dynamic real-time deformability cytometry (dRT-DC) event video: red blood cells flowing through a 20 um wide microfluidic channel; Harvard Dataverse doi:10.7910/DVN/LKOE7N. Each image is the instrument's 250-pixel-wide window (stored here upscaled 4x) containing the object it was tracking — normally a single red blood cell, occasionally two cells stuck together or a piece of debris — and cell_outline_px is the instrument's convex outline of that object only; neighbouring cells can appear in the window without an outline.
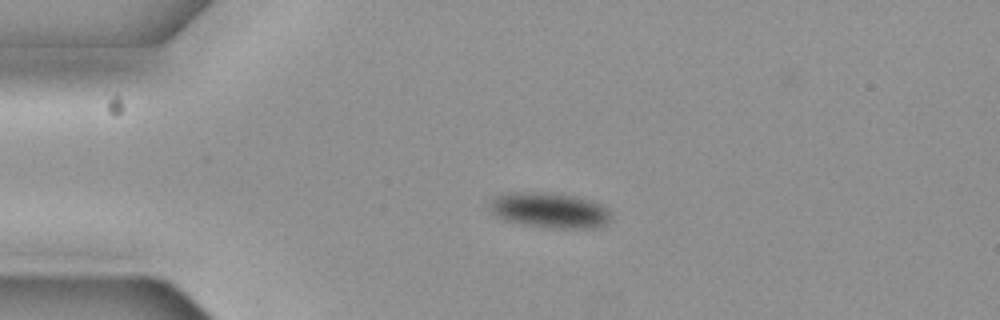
{"species": "common noctule bat (a hibernating species)", "species_latin": "Nyctalus noctula", "temperature_condition": "cold", "stored_images_in_passage": 45, "camera_frame_rate_fps": 3000, "um_per_image_px": 0.085, "animal": {"sex": "female", "body_mass_g": 19.3, "forearm_length_mm": 54.1}, "frame": {"image": 1, "passage_image": 1, "time_ms": 0.0, "image_size_px": [1000, 320], "cell_outline_px": [[608, 224], [596, 228], [560, 228], [524, 224], [504, 220], [496, 216], [492, 212], [488, 204], [496, 196], [512, 192], [544, 192], [572, 196], [588, 200], [604, 208], [608, 212]], "centroid_in_image_um": [46.65, 17.88], "position_along_channel_um": 38.3, "area_um2": 24.39}}
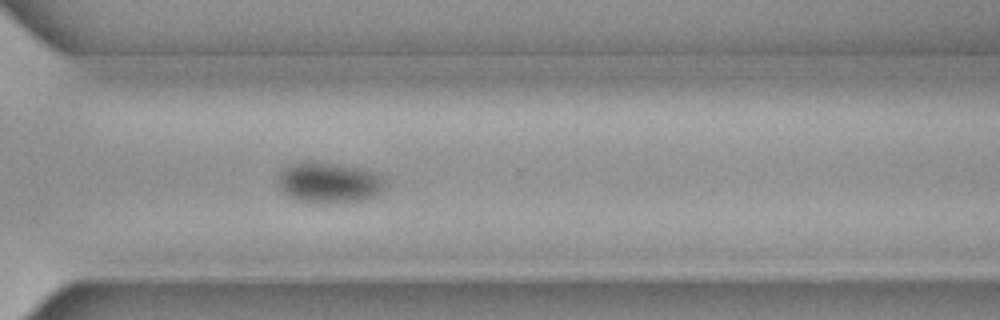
{"frame": {"image": 2, "passage_image": 29, "time_ms": 9.333, "image_size_px": [1000, 320], "cell_outline_px": [[384, 188], [376, 196], [360, 200], [300, 200], [284, 192], [280, 188], [280, 172], [288, 164], [300, 160], [308, 160], [332, 164], [372, 172], [380, 176], [384, 184]], "centroid_in_image_um": [27.92, 15.46], "position_along_channel_um": 342.7, "area_um2": 23.93}}
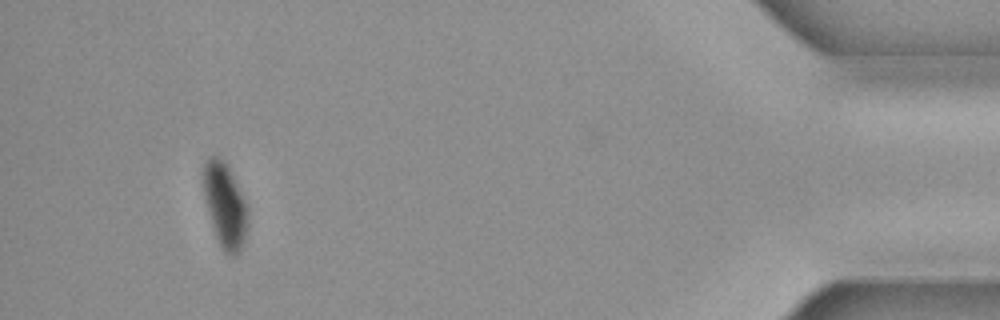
{"frame": {"image": 3, "passage_image": 41, "time_ms": 13.333, "image_size_px": [1000, 320], "cell_outline_px": [[248, 228], [244, 244], [240, 252], [236, 256], [228, 256], [224, 252], [216, 240], [204, 192], [200, 172], [208, 156], [220, 156], [228, 164], [232, 172], [248, 208]], "centroid_in_image_um": [19.13, 17.44], "position_along_channel_um": 416.1, "area_um2": 22.6}, "authors_computed_cell_mechanics": {"area_um2": 25.2586, "velocity_mm_per_s": 3.6533, "shape_relaxation_time_tau1_ms": 2.8166, "shape_relaxation_time_tau2_ms": null, "deformation_change_tau1": 0.0706, "deformation_change_tau2": null}}